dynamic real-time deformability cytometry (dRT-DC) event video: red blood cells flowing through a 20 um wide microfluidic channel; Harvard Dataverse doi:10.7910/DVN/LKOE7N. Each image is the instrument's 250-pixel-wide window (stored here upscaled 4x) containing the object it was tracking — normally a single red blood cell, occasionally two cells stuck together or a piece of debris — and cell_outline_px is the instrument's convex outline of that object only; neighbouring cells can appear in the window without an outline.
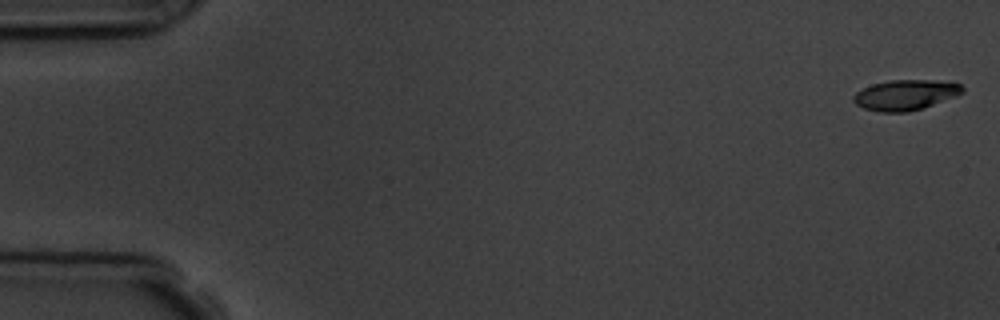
{"species": "common noctule bat (a hibernating species)", "species_latin": "Nyctalus noctula", "temperature_condition": "room temperature", "stored_images_in_passage": 8, "camera_frame_rate_fps": 3000, "um_per_image_px": 0.085, "animal": {"sex": "male", "body_mass_g": 19.5, "forearm_length_mm": 54.6}, "frame": {"image": 1, "passage_image": 1, "time_ms": 0.0, "image_size_px": [1000, 320], "cell_outline_px": [[964, 92], [956, 96], [924, 108], [908, 112], [880, 112], [864, 108], [856, 104], [852, 100], [852, 96], [856, 92], [872, 84], [888, 80], [936, 80], [960, 84], [964, 88]], "centroid_in_image_um": [76.96, 8.07], "position_along_channel_um": 8.0, "area_um2": 19.36}}
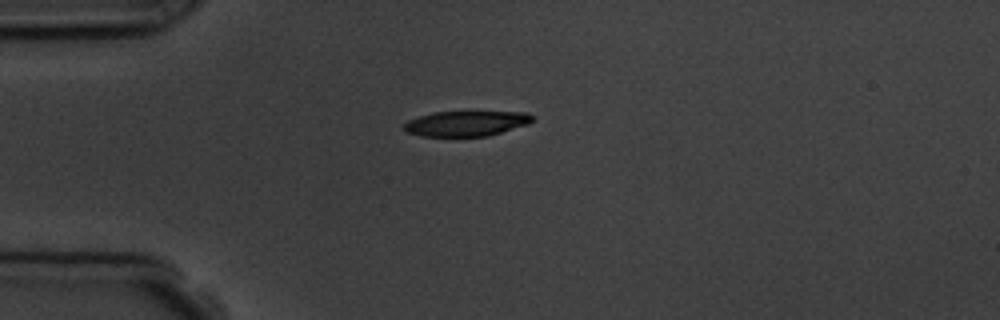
{"frame": {"image": 2, "passage_image": 5, "time_ms": 4.333, "image_size_px": [1000, 320], "cell_outline_px": [[532, 120], [528, 124], [488, 136], [420, 136], [408, 132], [404, 128], [404, 124], [408, 120], [432, 112], [528, 112], [532, 116]], "centroid_in_image_um": [39.62, 10.49], "position_along_channel_um": 45.4, "area_um2": 18.67}}